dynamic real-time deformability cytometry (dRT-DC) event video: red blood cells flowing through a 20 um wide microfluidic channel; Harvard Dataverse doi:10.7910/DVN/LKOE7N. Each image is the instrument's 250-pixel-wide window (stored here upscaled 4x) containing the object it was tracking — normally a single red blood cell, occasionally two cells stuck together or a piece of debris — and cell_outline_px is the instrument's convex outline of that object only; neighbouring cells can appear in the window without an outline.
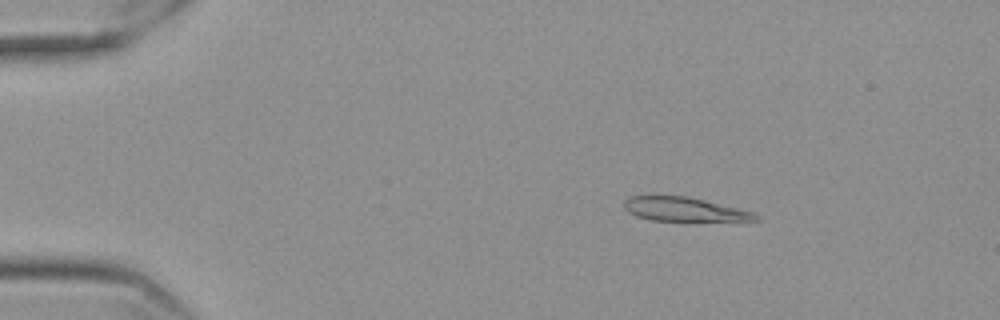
{"species": "Egyptian fruit bat (a non-hibernating species)", "species_latin": "Rousettus aegyptiacus", "temperature_condition": "cold", "stored_images_in_passage": 58, "camera_frame_rate_fps": 3000, "um_per_image_px": 0.085, "frame": {"image": 1, "passage_image": 10, "time_ms": 3.0, "image_size_px": [1000, 320], "cell_outline_px": [[760, 220], [652, 220], [636, 216], [628, 212], [624, 208], [624, 200], [632, 196], [688, 196], [752, 212], [760, 216]], "centroid_in_image_um": [58.1, 17.78], "position_along_channel_um": 26.9, "area_um2": 17.86}}
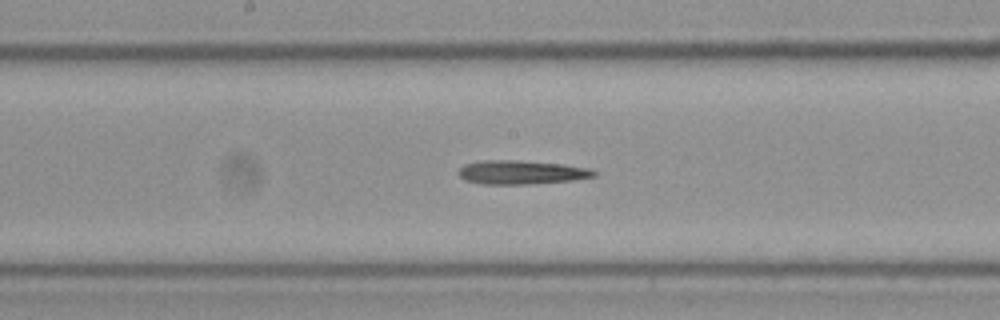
{"frame": {"image": 2, "passage_image": 31, "time_ms": 10.0, "image_size_px": [1000, 320], "cell_outline_px": [[596, 176], [572, 180], [528, 184], [480, 184], [464, 180], [456, 172], [464, 164], [484, 160], [516, 160], [560, 164], [588, 168], [596, 172]], "centroid_in_image_um": [44.25, 14.65], "position_along_channel_um": 204.0, "area_um2": 18.73}}
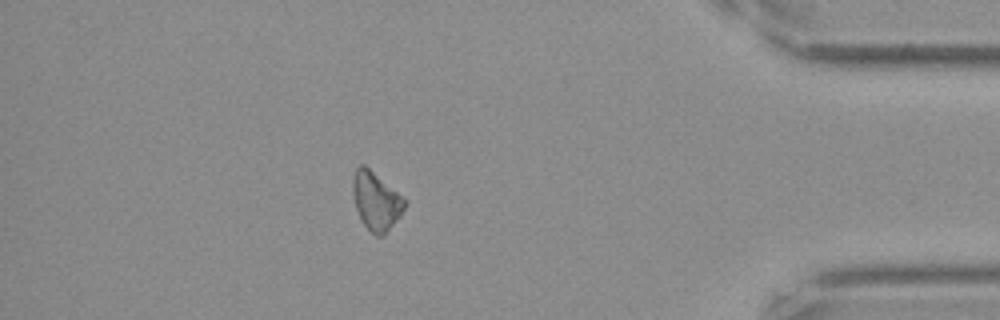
{"frame": {"image": 3, "passage_image": 51, "time_ms": 16.667, "image_size_px": [1000, 320], "cell_outline_px": [[408, 204], [400, 216], [384, 236], [376, 236], [360, 220], [356, 208], [352, 192], [352, 180], [356, 168], [360, 164], [364, 164], [404, 196], [408, 200]], "centroid_in_image_um": [31.99, 17.08], "position_along_channel_um": 403.2, "area_um2": 17.92}, "authors_computed_cell_mechanics": {"area_um2": 18.6694, "velocity_mm_per_s": 3.5684, "shape_relaxation_time_tau1_ms": 5.5068, "shape_relaxation_time_tau2_ms": null, "deformation_change_tau1": 0.1313, "deformation_change_tau2": null}}